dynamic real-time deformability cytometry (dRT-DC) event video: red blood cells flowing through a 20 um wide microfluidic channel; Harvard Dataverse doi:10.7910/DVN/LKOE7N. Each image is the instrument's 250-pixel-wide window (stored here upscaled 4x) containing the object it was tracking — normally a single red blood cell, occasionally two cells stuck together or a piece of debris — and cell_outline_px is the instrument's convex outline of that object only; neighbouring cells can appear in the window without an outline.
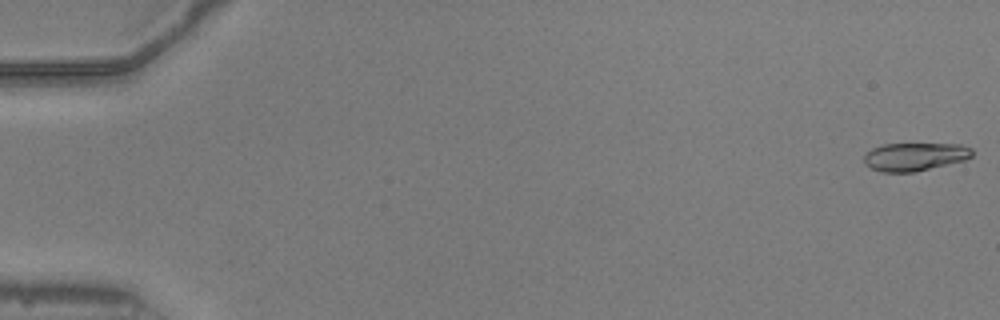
{"species": "common noctule bat (a hibernating species)", "species_latin": "Nyctalus noctula", "temperature_condition": "warm", "stored_images_in_passage": 53, "camera_frame_rate_fps": 3000, "um_per_image_px": 0.085, "animal": {"sex": "male", "body_mass_g": 20.5, "forearm_length_mm": 52.5}, "frame": {"image": 1, "passage_image": 1, "time_ms": 0.0, "image_size_px": [1000, 320], "cell_outline_px": [[972, 156], [964, 160], [912, 172], [884, 172], [872, 168], [864, 164], [864, 156], [872, 148], [884, 144], [960, 144], [972, 148]], "centroid_in_image_um": [77.75, 13.31], "position_along_channel_um": 7.3, "area_um2": 17.46}}
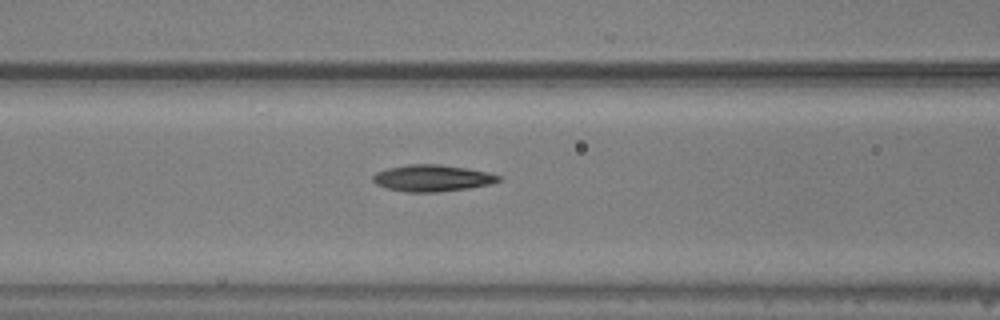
{"frame": {"image": 2, "passage_image": 23, "time_ms": 7.333, "image_size_px": [1000, 320], "cell_outline_px": [[500, 180], [488, 184], [468, 188], [436, 192], [408, 192], [388, 188], [376, 184], [372, 180], [372, 176], [376, 172], [388, 168], [408, 164], [440, 164], [488, 172], [500, 176]], "centroid_in_image_um": [36.7, 15.13], "position_along_channel_um": 129.9, "area_um2": 19.25}}
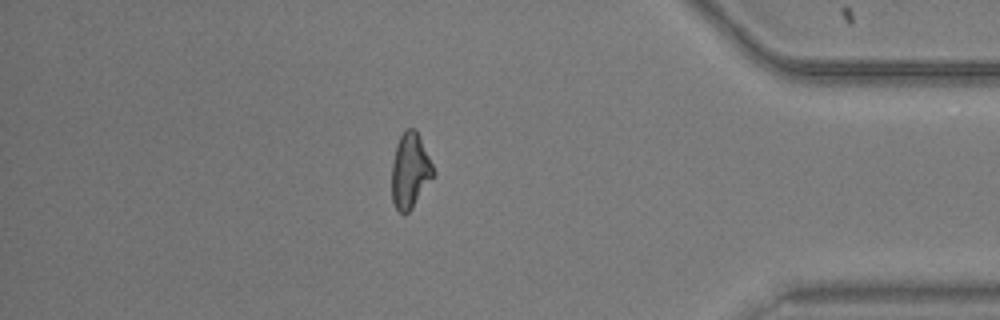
{"frame": {"image": 3, "passage_image": 46, "time_ms": 15.0, "image_size_px": [1000, 320], "cell_outline_px": [[436, 172], [412, 208], [408, 212], [400, 212], [396, 208], [392, 200], [392, 160], [396, 144], [400, 136], [408, 128], [416, 128]], "centroid_in_image_um": [34.86, 14.48], "position_along_channel_um": 400.3, "area_um2": 18.09}, "authors_computed_cell_mechanics": {"area_um2": 18.3804, "velocity_mm_per_s": 3.9305, "shape_relaxation_time_tau1_ms": null, "shape_relaxation_time_tau2_ms": 3.5105, "deformation_change_tau1": null, "deformation_change_tau2": 0.1241}}